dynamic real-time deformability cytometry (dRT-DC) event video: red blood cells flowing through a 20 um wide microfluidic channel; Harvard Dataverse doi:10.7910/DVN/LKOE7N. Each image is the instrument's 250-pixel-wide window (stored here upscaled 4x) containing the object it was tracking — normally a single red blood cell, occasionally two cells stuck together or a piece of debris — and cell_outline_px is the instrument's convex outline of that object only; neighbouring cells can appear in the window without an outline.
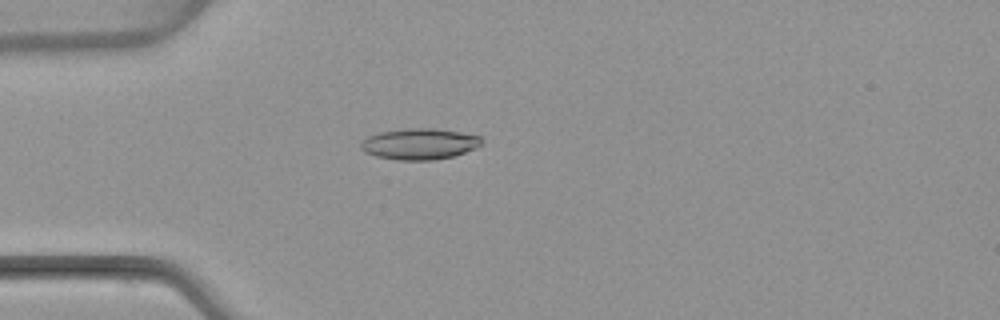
{"species": "common noctule bat (a hibernating species)", "species_latin": "Nyctalus noctula", "temperature_condition": "warm", "stored_images_in_passage": 5, "camera_frame_rate_fps": 3000, "um_per_image_px": 0.085, "animal": {"sex": "female", "body_mass_g": 22.7, "forearm_length_mm": 54.2}, "frame": {"image": 1, "passage_image": 4, "time_ms": 3.667, "image_size_px": [1000, 320], "cell_outline_px": [[484, 140], [476, 148], [452, 156], [432, 160], [396, 160], [376, 156], [364, 152], [360, 148], [360, 144], [368, 136], [380, 132], [404, 128], [432, 128], [460, 132], [480, 136]], "centroid_in_image_um": [35.64, 12.23], "position_along_channel_um": 49.4, "area_um2": 21.85}}